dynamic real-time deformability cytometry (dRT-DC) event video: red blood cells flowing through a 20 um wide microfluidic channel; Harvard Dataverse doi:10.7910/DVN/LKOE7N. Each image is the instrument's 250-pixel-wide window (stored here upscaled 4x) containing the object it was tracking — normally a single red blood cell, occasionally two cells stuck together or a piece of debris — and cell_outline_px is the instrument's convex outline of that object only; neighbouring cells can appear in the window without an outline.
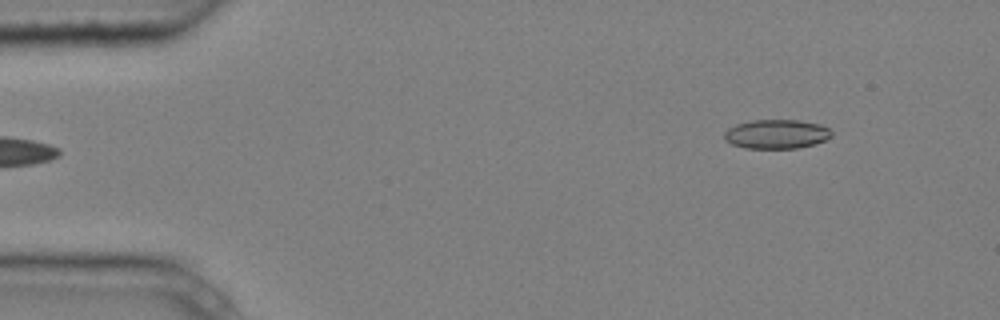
{"species": "common noctule bat (a hibernating species)", "species_latin": "Nyctalus noctula", "temperature_condition": "cold", "stored_images_in_passage": 3, "segment_of_instrument_passage": [2, 2], "camera_frame_rate_fps": 3000, "um_per_image_px": 0.085, "animal": {"sex": "male", "body_mass_g": 20.4}, "frame": {"image": 1, "passage_image": 3, "time_ms": 0.667, "image_size_px": [1000, 320], "cell_outline_px": [[832, 136], [824, 140], [812, 144], [796, 148], [744, 148], [732, 144], [724, 140], [724, 132], [728, 128], [736, 124], [748, 120], [800, 120], [820, 124], [828, 128], [832, 132]], "centroid_in_image_um": [65.96, 11.38], "position_along_channel_um": 19.0, "area_um2": 18.26}}